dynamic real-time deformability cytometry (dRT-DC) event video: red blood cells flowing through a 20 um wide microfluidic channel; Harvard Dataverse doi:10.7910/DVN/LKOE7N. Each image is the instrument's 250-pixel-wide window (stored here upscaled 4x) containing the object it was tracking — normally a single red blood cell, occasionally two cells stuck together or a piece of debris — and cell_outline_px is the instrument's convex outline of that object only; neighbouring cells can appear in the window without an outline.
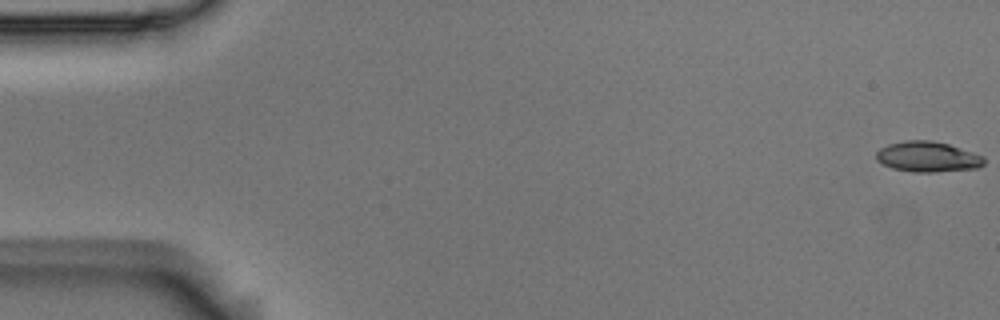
{"species": "Egyptian fruit bat (a non-hibernating species)", "species_latin": "Rousettus aegyptiacus", "temperature_condition": "room temperature", "stored_images_in_passage": 18, "camera_frame_rate_fps": 3000, "um_per_image_px": 0.085, "animal": {"sex": "male"}, "frame": {"image": 1, "passage_image": 1, "time_ms": 0.0, "image_size_px": [1000, 320], "cell_outline_px": [[984, 164], [980, 168], [936, 172], [912, 172], [892, 168], [876, 160], [876, 152], [880, 148], [888, 144], [904, 140], [932, 140], [948, 144], [984, 156]], "centroid_in_image_um": [78.85, 13.33], "position_along_channel_um": 6.1, "area_um2": 19.25}}
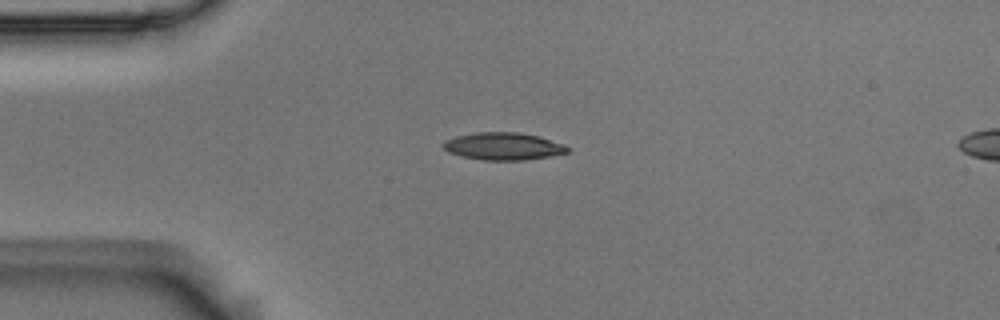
{"frame": {"image": 2, "passage_image": 14, "time_ms": 4.333, "image_size_px": [1000, 320], "cell_outline_px": [[568, 152], [548, 156], [524, 160], [480, 160], [460, 156], [448, 152], [440, 144], [444, 140], [456, 136], [476, 132], [520, 132], [536, 136], [564, 144], [568, 148]], "centroid_in_image_um": [42.7, 12.43], "position_along_channel_um": 42.3, "area_um2": 19.83}}